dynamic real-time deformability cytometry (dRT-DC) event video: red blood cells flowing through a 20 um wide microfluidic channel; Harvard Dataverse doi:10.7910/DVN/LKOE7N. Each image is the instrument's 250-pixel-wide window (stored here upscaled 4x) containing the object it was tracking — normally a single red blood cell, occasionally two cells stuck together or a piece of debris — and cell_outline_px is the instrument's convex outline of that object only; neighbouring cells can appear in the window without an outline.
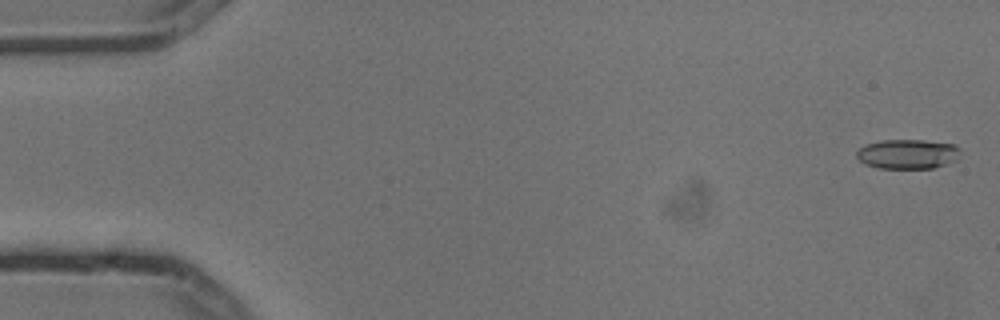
{"species": "common noctule bat (a hibernating species)", "species_latin": "Nyctalus noctula", "temperature_condition": "cold", "stored_images_in_passage": 4, "camera_frame_rate_fps": 3000, "um_per_image_px": 0.085, "animal": {"sex": "male", "body_mass_g": 13.3}, "frame": {"image": 1, "passage_image": 1, "time_ms": 0.0, "image_size_px": [1000, 320], "cell_outline_px": [[960, 152], [956, 160], [932, 168], [880, 168], [864, 164], [856, 156], [856, 152], [860, 148], [868, 144], [880, 140], [924, 140], [956, 144], [960, 148]], "centroid_in_image_um": [77.16, 13.08], "position_along_channel_um": 7.8, "area_um2": 17.86}}